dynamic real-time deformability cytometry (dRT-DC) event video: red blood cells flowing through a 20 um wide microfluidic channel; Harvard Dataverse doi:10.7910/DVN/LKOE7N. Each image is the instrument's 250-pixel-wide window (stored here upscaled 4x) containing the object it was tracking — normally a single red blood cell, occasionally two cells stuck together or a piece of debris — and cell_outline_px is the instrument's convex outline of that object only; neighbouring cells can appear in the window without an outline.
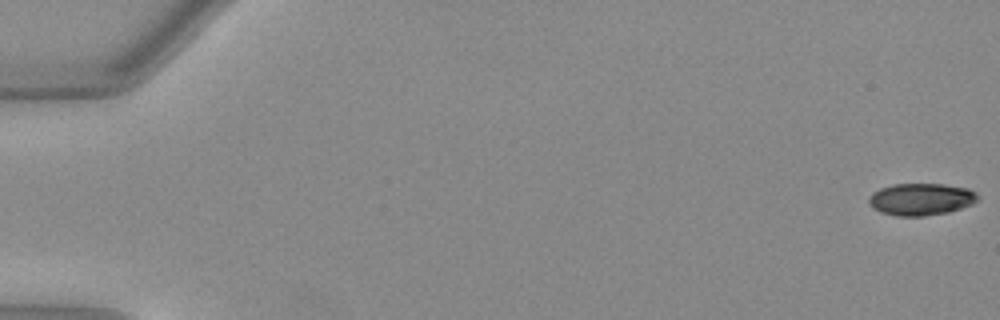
{"species": "Egyptian fruit bat (a non-hibernating species)", "species_latin": "Rousettus aegyptiacus", "temperature_condition": "warm", "stored_images_in_passage": 9, "camera_frame_rate_fps": 3000, "um_per_image_px": 0.085, "animal": {"sex": "female"}, "frame": {"image": 1, "passage_image": 1, "time_ms": 0.0, "image_size_px": [1000, 320], "cell_outline_px": [[976, 200], [972, 204], [948, 212], [924, 216], [896, 216], [880, 212], [872, 208], [868, 204], [868, 196], [872, 192], [880, 188], [892, 184], [944, 184], [968, 188], [976, 192]], "centroid_in_image_um": [78.22, 16.93], "position_along_channel_um": 6.8, "area_um2": 20.46}}